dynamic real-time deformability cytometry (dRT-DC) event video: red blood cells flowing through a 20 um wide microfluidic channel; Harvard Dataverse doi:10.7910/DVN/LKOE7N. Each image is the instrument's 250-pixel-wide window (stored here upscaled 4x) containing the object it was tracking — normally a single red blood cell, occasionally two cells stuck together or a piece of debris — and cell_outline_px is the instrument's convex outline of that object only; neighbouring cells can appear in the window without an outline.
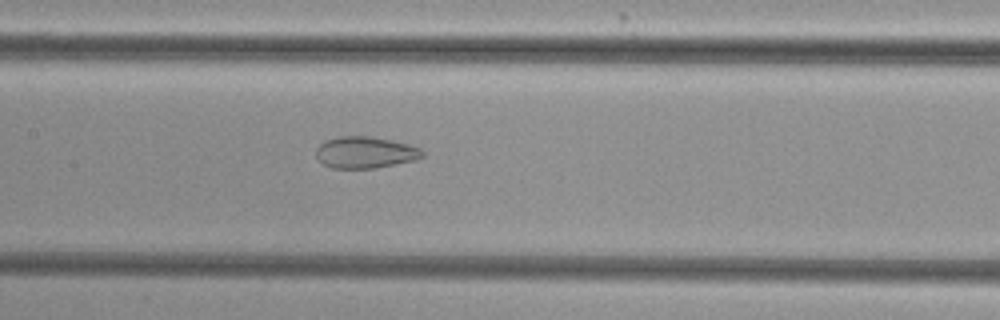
{"species": "common noctule bat (a hibernating species)", "species_latin": "Nyctalus noctula", "temperature_condition": "cold", "stored_images_in_passage": 54, "camera_frame_rate_fps": 3000, "um_per_image_px": 0.085, "animal": {"sex": "female", "body_mass_g": 29.2, "forearm_length_mm": 56.3}, "frame": {"image": 1, "passage_image": 27, "time_ms": 8.667, "image_size_px": [1000, 320], "cell_outline_px": [[424, 156], [416, 160], [376, 168], [332, 168], [324, 164], [316, 156], [316, 148], [324, 140], [340, 136], [372, 136], [392, 140], [408, 144], [420, 148], [424, 152]], "centroid_in_image_um": [31.06, 12.95], "position_along_channel_um": 176.3, "area_um2": 19.71}}
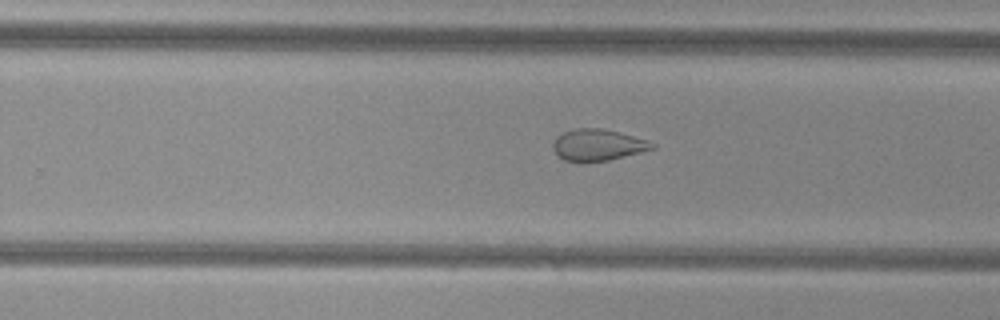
{"frame": {"image": 2, "passage_image": 35, "time_ms": 11.333, "image_size_px": [1000, 320], "cell_outline_px": [[656, 148], [608, 160], [584, 164], [580, 164], [564, 160], [552, 148], [552, 144], [556, 136], [564, 132], [576, 128], [604, 128], [620, 132], [648, 140], [656, 144]], "centroid_in_image_um": [50.8, 12.34], "position_along_channel_um": 279.0, "area_um2": 18.61}}
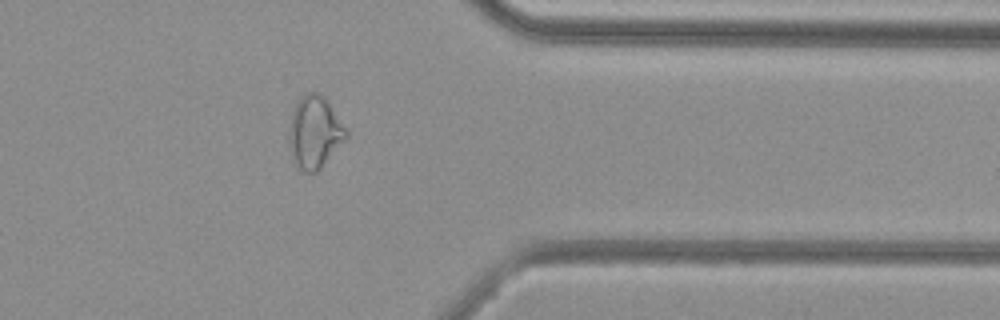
{"frame": {"image": 3, "passage_image": 44, "time_ms": 14.333, "image_size_px": [1000, 320], "cell_outline_px": [[348, 136], [320, 168], [316, 172], [304, 172], [292, 160], [288, 144], [288, 132], [292, 112], [300, 96], [304, 92], [316, 92], [328, 104], [348, 132]], "centroid_in_image_um": [26.68, 11.26], "position_along_channel_um": 384.7, "area_um2": 23.58}, "authors_computed_cell_mechanics": {"area_um2": 25.6054, "velocity_mm_per_s": 3.8592, "shape_relaxation_time_tau1_ms": null, "shape_relaxation_time_tau2_ms": 1.5604, "deformation_change_tau1": null, "deformation_change_tau2": 0.0823}}